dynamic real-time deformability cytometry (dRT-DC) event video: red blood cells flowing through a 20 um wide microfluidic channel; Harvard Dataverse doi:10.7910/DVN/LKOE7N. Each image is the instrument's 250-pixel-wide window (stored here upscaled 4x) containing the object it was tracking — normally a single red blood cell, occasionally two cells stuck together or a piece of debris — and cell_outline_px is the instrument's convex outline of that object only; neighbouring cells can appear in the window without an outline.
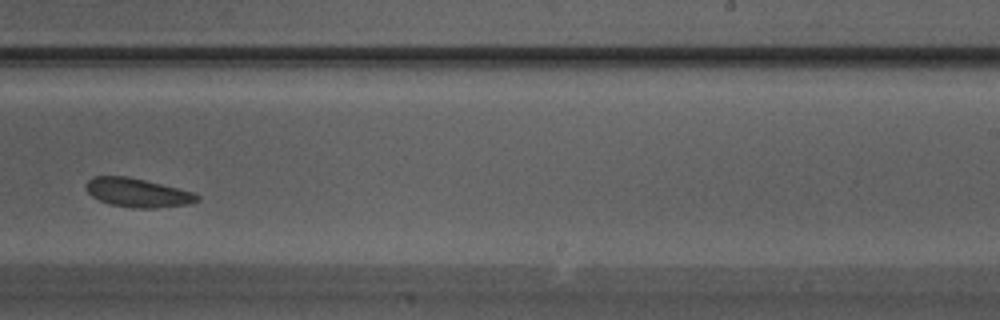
{"species": "Egyptian fruit bat (a non-hibernating species)", "species_latin": "Rousettus aegyptiacus", "temperature_condition": "warm", "stored_images_in_passage": 29, "camera_frame_rate_fps": 3000, "um_per_image_px": 0.085, "animal": {"sex": "male"}, "frame": {"image": 1, "passage_image": 17, "time_ms": 5.333, "image_size_px": [1000, 320], "cell_outline_px": [[200, 196], [196, 200], [188, 204], [152, 208], [132, 208], [108, 204], [92, 196], [84, 188], [84, 184], [92, 176], [128, 176], [192, 192]], "centroid_in_image_um": [11.6, 16.37], "position_along_channel_um": 277.4, "area_um2": 18.5}}
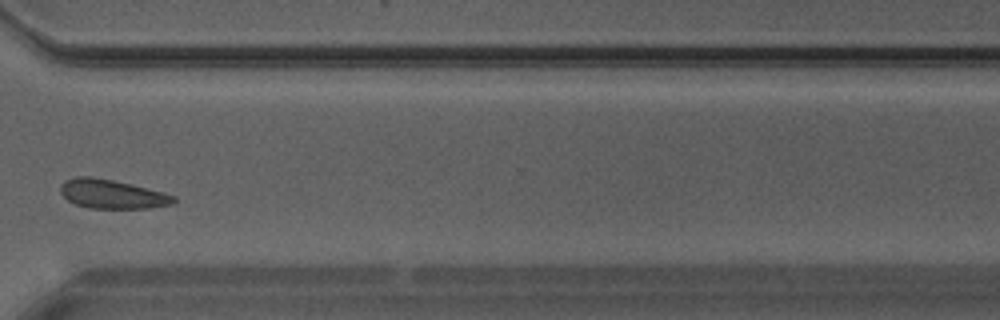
{"frame": {"image": 2, "passage_image": 21, "time_ms": 6.667, "image_size_px": [1000, 320], "cell_outline_px": [[176, 200], [172, 204], [148, 208], [88, 208], [76, 204], [68, 200], [60, 192], [60, 184], [64, 180], [76, 176], [88, 176], [112, 180], [132, 184], [164, 192], [176, 196]], "centroid_in_image_um": [9.52, 16.49], "position_along_channel_um": 361.1, "area_um2": 19.19}}